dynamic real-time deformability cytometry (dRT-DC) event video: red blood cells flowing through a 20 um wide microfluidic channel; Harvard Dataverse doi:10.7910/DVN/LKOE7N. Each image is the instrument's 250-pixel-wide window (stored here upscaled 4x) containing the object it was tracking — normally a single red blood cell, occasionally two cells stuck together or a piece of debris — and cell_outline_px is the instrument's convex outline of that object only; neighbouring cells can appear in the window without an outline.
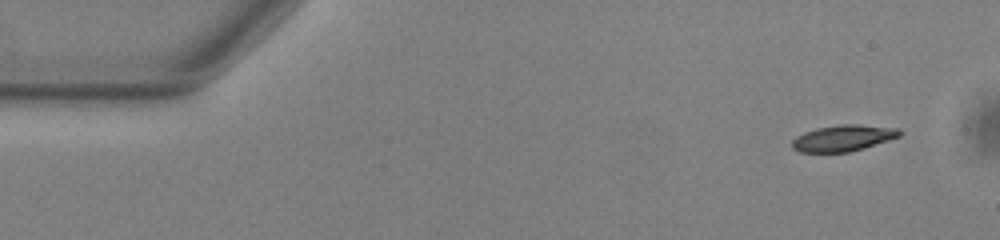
{"species": "common noctule bat (a hibernating species)", "species_latin": "Nyctalus noctula", "temperature_condition": "warm", "stored_images_in_passage": 51, "camera_frame_rate_fps": 3000, "um_per_image_px": 0.085, "animal": {"sex": "male", "body_mass_g": 13.0, "forearm_length_mm": 53.1}, "frame": {"image": 1, "passage_image": 1, "time_ms": 0.0, "image_size_px": [1000, 240], "cell_outline_px": [[904, 132], [900, 136], [864, 148], [848, 152], [800, 152], [792, 148], [792, 140], [796, 136], [804, 132], [816, 128], [840, 124], [856, 124], [900, 128]], "centroid_in_image_um": [71.68, 11.73], "position_along_channel_um": 13.3, "area_um2": 16.53}}
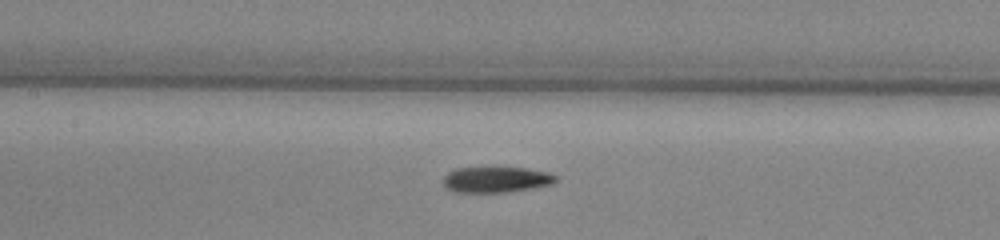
{"frame": {"image": 2, "passage_image": 22, "time_ms": 7.0, "image_size_px": [1000, 240], "cell_outline_px": [[556, 180], [552, 184], [532, 188], [508, 192], [456, 192], [444, 188], [440, 180], [448, 172], [456, 168], [524, 168], [548, 172], [556, 176]], "centroid_in_image_um": [42.1, 15.27], "position_along_channel_um": 165.3, "area_um2": 16.94}}
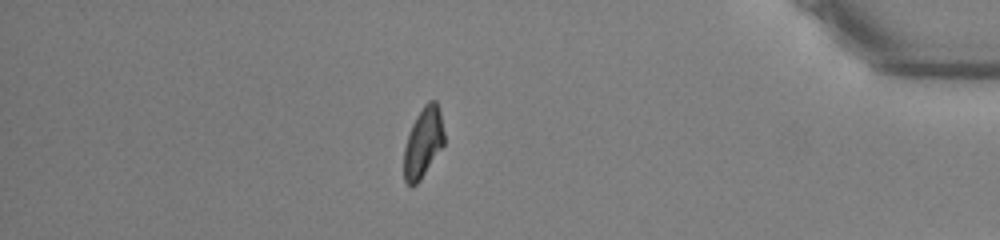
{"frame": {"image": 3, "passage_image": 44, "time_ms": 14.333, "image_size_px": [1000, 240], "cell_outline_px": [[444, 144], [420, 180], [416, 184], [408, 184], [404, 180], [404, 148], [412, 124], [416, 116], [424, 104], [428, 100], [436, 100], [440, 108], [444, 132]], "centroid_in_image_um": [35.98, 12.07], "position_along_channel_um": 399.2, "area_um2": 16.36}, "authors_computed_cell_mechanics": {"area_um2": 17.1666, "velocity_mm_per_s": 3.7692, "shape_relaxation_time_tau1_ms": 4.8594, "shape_relaxation_time_tau2_ms": 3.9927, "deformation_change_tau1": 0.155, "deformation_change_tau2": 0.0927}}